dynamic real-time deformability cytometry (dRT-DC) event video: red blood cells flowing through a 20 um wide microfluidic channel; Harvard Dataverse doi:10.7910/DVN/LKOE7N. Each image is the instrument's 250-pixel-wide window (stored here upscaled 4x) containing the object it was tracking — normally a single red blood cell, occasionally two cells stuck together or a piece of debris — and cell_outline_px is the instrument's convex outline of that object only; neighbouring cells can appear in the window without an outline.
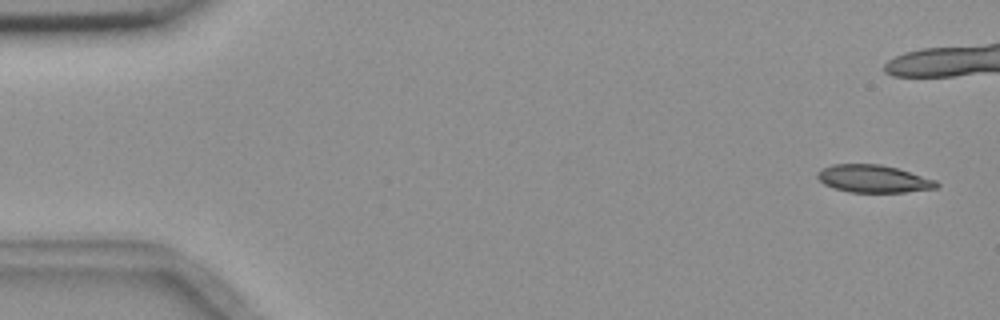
{"species": "common noctule bat (a hibernating species)", "species_latin": "Nyctalus noctula", "temperature_condition": "room temperature", "stored_images_in_passage": 5, "camera_frame_rate_fps": 3000, "um_per_image_px": 0.085, "animal": {"sex": "female", "body_mass_g": 18.4}, "frame": {"image": 1, "passage_image": 1, "time_ms": 0.0, "image_size_px": [1000, 320], "cell_outline_px": [[940, 184], [936, 188], [904, 192], [848, 192], [824, 184], [816, 176], [816, 172], [820, 168], [832, 164], [880, 164], [896, 168], [936, 180]], "centroid_in_image_um": [74.2, 15.19], "position_along_channel_um": 10.8, "area_um2": 19.07}}